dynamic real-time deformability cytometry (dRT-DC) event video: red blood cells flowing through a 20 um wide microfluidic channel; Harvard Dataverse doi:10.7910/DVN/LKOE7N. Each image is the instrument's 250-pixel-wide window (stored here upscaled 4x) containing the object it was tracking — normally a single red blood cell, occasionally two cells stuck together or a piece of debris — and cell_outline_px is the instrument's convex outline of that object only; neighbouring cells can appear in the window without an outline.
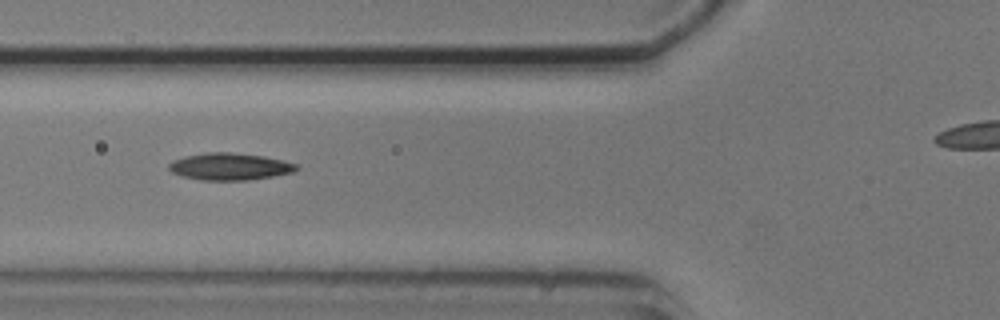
{"species": "common noctule bat (a hibernating species)", "species_latin": "Nyctalus noctula", "temperature_condition": "cold", "stored_images_in_passage": 3, "camera_frame_rate_fps": 3000, "um_per_image_px": 0.085, "animal": {"sex": "male", "body_mass_g": 20.5, "forearm_length_mm": 52.5}, "frame": {"image": 1, "passage_image": 3, "time_ms": 2.333, "image_size_px": [1000, 320], "cell_outline_px": [[300, 168], [292, 172], [272, 176], [248, 180], [200, 180], [184, 176], [172, 172], [168, 168], [168, 164], [172, 160], [184, 156], [208, 152], [228, 152], [264, 156], [284, 160], [300, 164]], "centroid_in_image_um": [19.55, 14.15], "position_along_channel_um": 106.3, "area_um2": 20.17}}